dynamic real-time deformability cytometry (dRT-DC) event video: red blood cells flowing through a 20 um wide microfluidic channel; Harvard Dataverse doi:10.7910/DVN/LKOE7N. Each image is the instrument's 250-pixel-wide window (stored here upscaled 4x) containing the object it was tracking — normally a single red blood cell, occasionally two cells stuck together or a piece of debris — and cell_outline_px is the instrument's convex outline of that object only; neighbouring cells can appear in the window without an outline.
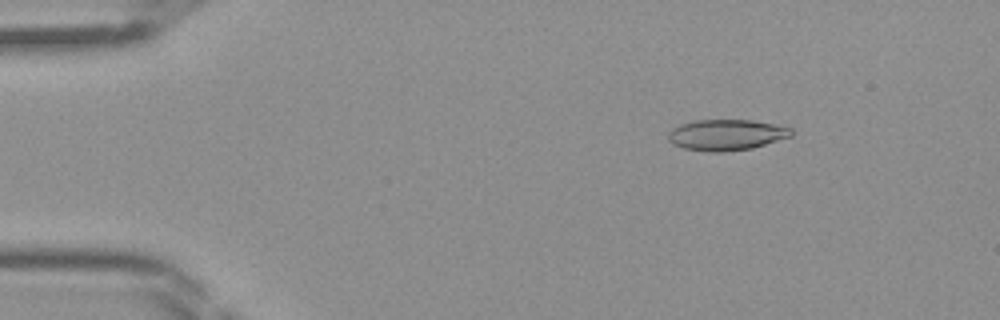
{"species": "Egyptian fruit bat (a non-hibernating species)", "species_latin": "Rousettus aegyptiacus", "temperature_condition": "room temperature", "stored_images_in_passage": 44, "camera_frame_rate_fps": 3000, "um_per_image_px": 0.085, "frame": {"image": 1, "passage_image": 6, "time_ms": 1.667, "image_size_px": [1000, 320], "cell_outline_px": [[792, 136], [752, 148], [724, 152], [708, 152], [684, 148], [672, 144], [668, 140], [668, 132], [672, 128], [680, 124], [696, 120], [752, 120], [792, 128]], "centroid_in_image_um": [61.71, 11.47], "position_along_channel_um": 23.3, "area_um2": 22.2}}
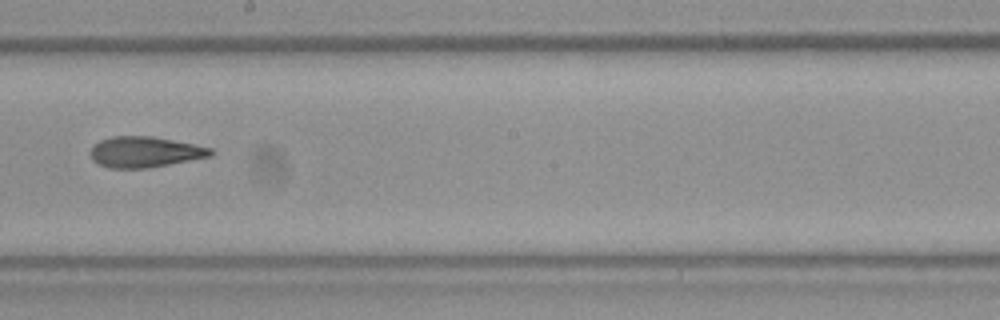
{"frame": {"image": 2, "passage_image": 25, "time_ms": 8.0, "image_size_px": [1000, 320], "cell_outline_px": [[216, 152], [212, 156], [148, 168], [108, 168], [96, 164], [92, 160], [88, 152], [100, 140], [112, 136], [152, 136], [212, 148]], "centroid_in_image_um": [12.29, 12.93], "position_along_channel_um": 235.9, "area_um2": 21.68}}
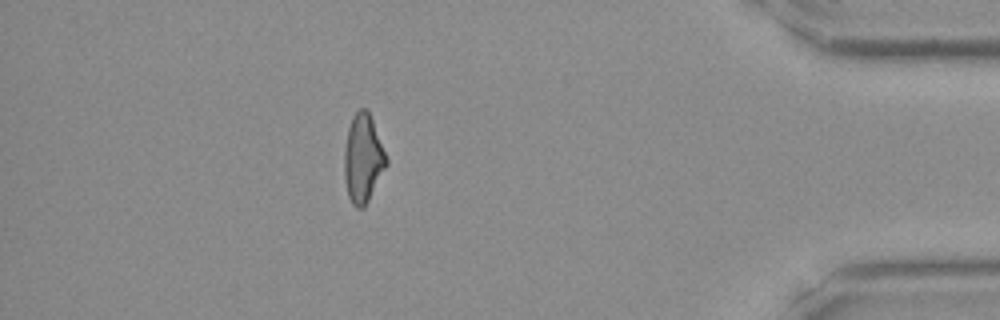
{"frame": {"image": 3, "passage_image": 39, "time_ms": 12.667, "image_size_px": [1000, 320], "cell_outline_px": [[388, 164], [364, 208], [356, 208], [352, 204], [348, 196], [344, 176], [344, 152], [348, 128], [352, 116], [360, 108], [364, 108], [368, 112], [372, 120], [388, 160]], "centroid_in_image_um": [30.84, 13.5], "position_along_channel_um": 404.4, "area_um2": 21.5}}